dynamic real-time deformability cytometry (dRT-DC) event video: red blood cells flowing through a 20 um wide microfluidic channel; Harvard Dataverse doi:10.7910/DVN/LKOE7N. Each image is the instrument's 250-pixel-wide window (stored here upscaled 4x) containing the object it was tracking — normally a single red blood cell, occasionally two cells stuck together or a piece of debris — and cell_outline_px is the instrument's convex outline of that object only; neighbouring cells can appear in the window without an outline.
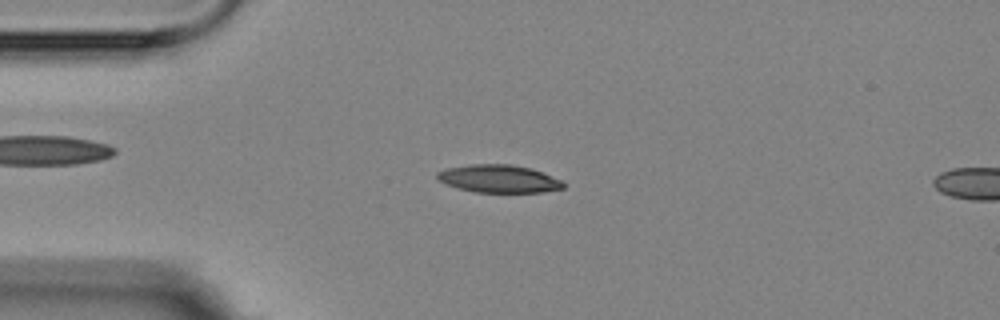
{"species": "Egyptian fruit bat (a non-hibernating species)", "species_latin": "Rousettus aegyptiacus", "temperature_condition": "room temperature", "stored_images_in_passage": 12, "camera_frame_rate_fps": 3000, "um_per_image_px": 0.085, "animal": {"sex": "female"}, "frame": {"image": 1, "passage_image": 4, "time_ms": 3.333, "image_size_px": [1000, 320], "cell_outline_px": [[564, 188], [544, 192], [476, 192], [460, 188], [436, 180], [436, 172], [444, 168], [472, 164], [512, 164], [532, 168], [560, 180], [564, 184]], "centroid_in_image_um": [42.37, 15.18], "position_along_channel_um": 42.6, "area_um2": 20.4}}
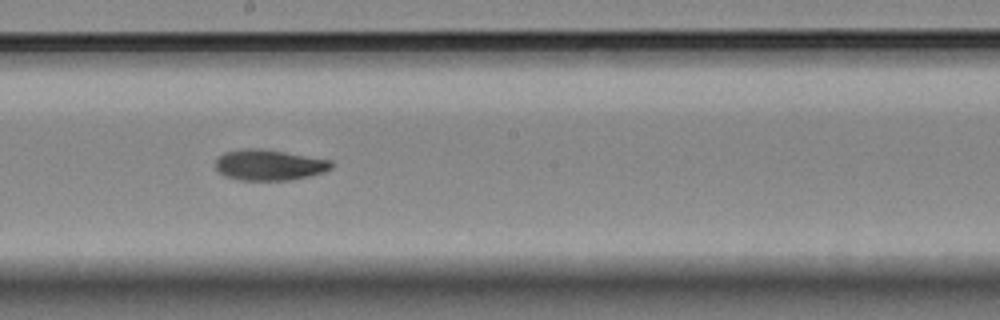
{"frame": {"image": 2, "passage_image": 9, "time_ms": 9.0, "image_size_px": [1000, 320], "cell_outline_px": [[332, 168], [324, 172], [308, 176], [288, 180], [240, 180], [224, 176], [216, 168], [216, 160], [224, 152], [244, 148], [260, 148], [332, 160]], "centroid_in_image_um": [22.87, 14.02], "position_along_channel_um": 225.3, "area_um2": 20.69}}
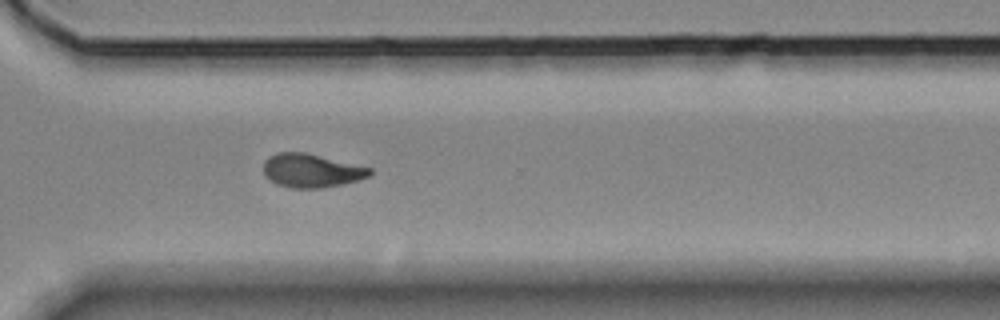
{"frame": {"image": 3, "passage_image": 12, "time_ms": 12.333, "image_size_px": [1000, 320], "cell_outline_px": [[372, 172], [368, 176], [356, 180], [340, 184], [320, 188], [292, 188], [276, 184], [268, 180], [264, 176], [264, 160], [268, 156], [280, 152], [304, 152], [372, 168]], "centroid_in_image_um": [26.41, 14.5], "position_along_channel_um": 344.2, "area_um2": 20.69}}